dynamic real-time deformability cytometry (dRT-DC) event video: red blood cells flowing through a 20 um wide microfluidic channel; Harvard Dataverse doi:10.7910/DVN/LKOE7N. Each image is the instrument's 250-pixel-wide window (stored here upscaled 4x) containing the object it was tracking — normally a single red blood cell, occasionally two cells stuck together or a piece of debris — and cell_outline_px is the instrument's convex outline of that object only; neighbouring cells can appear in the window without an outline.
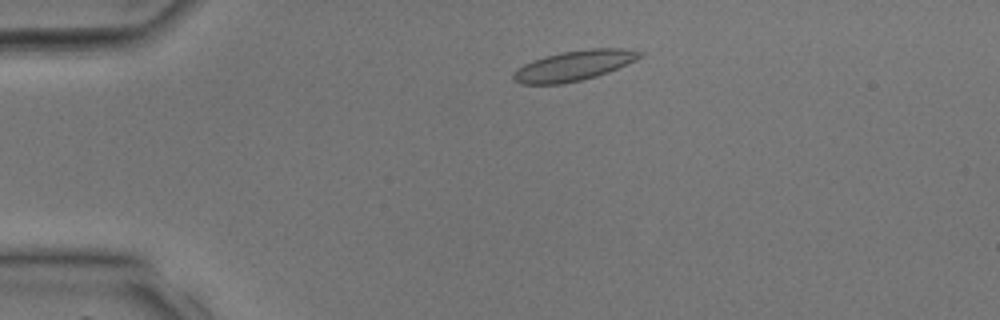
{"species": "common noctule bat (a hibernating species)", "species_latin": "Nyctalus noctula", "temperature_condition": "room temperature", "stored_images_in_passage": 35, "camera_frame_rate_fps": 3000, "um_per_image_px": 0.085, "animal": {"sex": "male", "body_mass_g": 17.9, "forearm_length_mm": 54.2}, "frame": {"image": 1, "passage_image": 5, "time_ms": 1.333, "image_size_px": [1000, 320], "cell_outline_px": [[644, 56], [636, 60], [608, 72], [596, 76], [564, 84], [520, 84], [512, 80], [512, 72], [516, 68], [532, 60], [544, 56], [560, 52], [592, 48], [620, 48], [644, 52]], "centroid_in_image_um": [48.75, 5.58], "position_along_channel_um": 36.3, "area_um2": 22.43}}
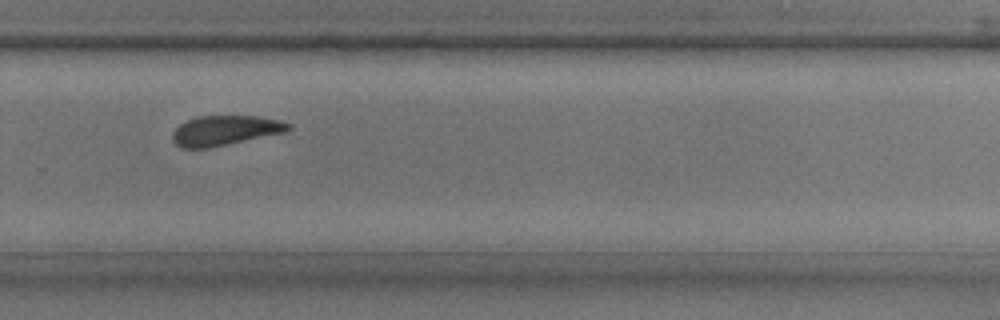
{"frame": {"image": 2, "passage_image": 23, "time_ms": 7.333, "image_size_px": [1000, 320], "cell_outline_px": [[292, 128], [288, 132], [208, 148], [180, 148], [172, 140], [172, 132], [180, 124], [196, 116], [256, 116], [280, 120], [292, 124]], "centroid_in_image_um": [19.16, 11.09], "position_along_channel_um": 310.6, "area_um2": 20.35}}
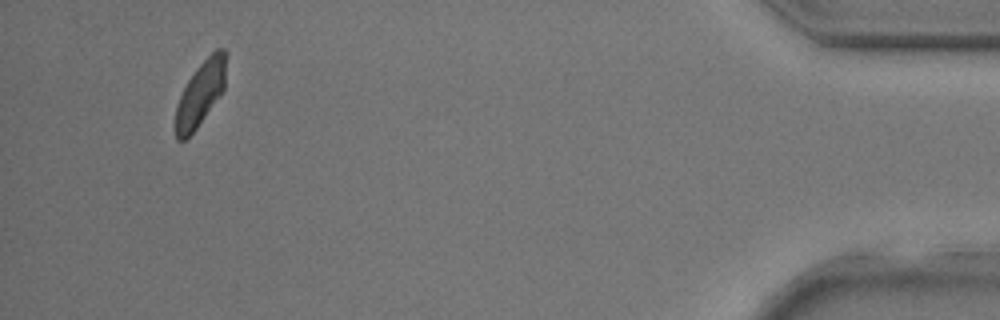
{"frame": {"image": 3, "passage_image": 33, "time_ms": 10.667, "image_size_px": [1000, 320], "cell_outline_px": [[228, 52], [224, 88], [196, 128], [184, 140], [176, 140], [176, 104], [188, 80], [196, 68], [216, 48], [224, 48]], "centroid_in_image_um": [17.07, 7.88], "position_along_channel_um": 418.1, "area_um2": 18.73}}